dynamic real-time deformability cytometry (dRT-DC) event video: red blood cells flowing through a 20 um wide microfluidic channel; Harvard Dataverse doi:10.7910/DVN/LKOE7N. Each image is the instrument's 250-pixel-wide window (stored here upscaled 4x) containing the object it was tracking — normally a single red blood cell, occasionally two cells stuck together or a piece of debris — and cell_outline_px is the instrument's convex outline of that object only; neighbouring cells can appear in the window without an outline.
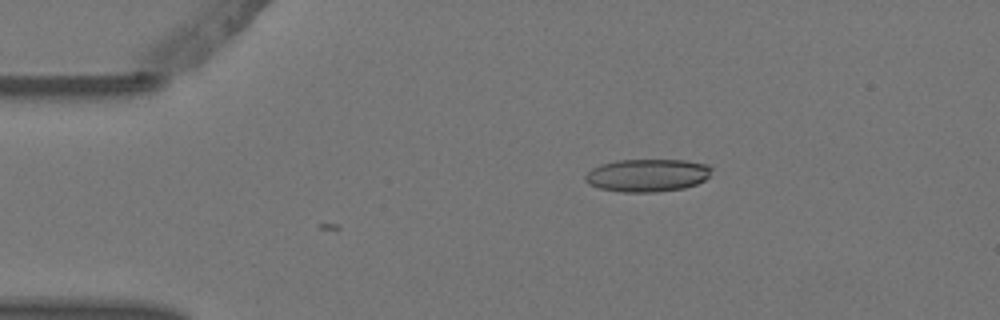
{"species": "Egyptian fruit bat (a non-hibernating species)", "species_latin": "Rousettus aegyptiacus", "temperature_condition": "warm", "stored_images_in_passage": 2, "camera_frame_rate_fps": 3000, "um_per_image_px": 0.085, "animal": {"sex": "female"}, "frame": {"image": 1, "passage_image": 2, "time_ms": 0.333, "image_size_px": [1000, 320], "cell_outline_px": [[712, 168], [708, 176], [704, 180], [696, 184], [684, 188], [656, 192], [624, 192], [600, 188], [588, 184], [584, 180], [584, 176], [592, 168], [600, 164], [616, 160], [684, 160], [708, 164]], "centroid_in_image_um": [55.01, 14.89], "position_along_channel_um": 30.0, "area_um2": 24.16}}